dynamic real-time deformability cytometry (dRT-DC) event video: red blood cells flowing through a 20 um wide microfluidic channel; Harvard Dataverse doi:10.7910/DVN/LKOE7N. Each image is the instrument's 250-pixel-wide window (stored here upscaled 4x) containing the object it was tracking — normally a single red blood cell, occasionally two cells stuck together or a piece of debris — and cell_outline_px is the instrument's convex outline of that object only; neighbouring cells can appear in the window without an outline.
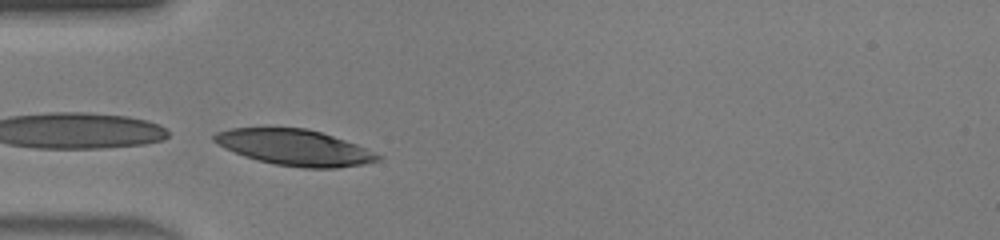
{"species": "human", "species_latin": "Homo sapiens", "temperature_condition": "warm", "stored_images_in_passage": 24, "camera_frame_rate_fps": 3000, "um_per_image_px": 0.085, "donor": {"sex": "male"}, "frame": {"image": 1, "passage_image": 7, "time_ms": 2.0, "image_size_px": [1000, 240], "cell_outline_px": [[384, 156], [380, 160], [364, 164], [336, 168], [304, 168], [272, 164], [256, 160], [244, 156], [224, 148], [212, 140], [212, 136], [216, 132], [232, 128], [308, 128], [356, 144], [376, 152]], "centroid_in_image_um": [25.05, 12.55], "position_along_channel_um": 60.0, "area_um2": 34.33}}
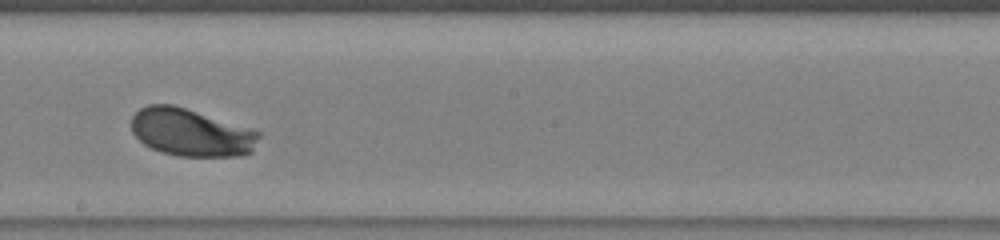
{"frame": {"image": 2, "passage_image": 19, "time_ms": 6.0, "image_size_px": [1000, 240], "cell_outline_px": [[260, 136], [252, 152], [240, 156], [180, 156], [160, 152], [144, 144], [132, 132], [132, 116], [140, 108], [148, 104], [172, 104], [260, 132]], "centroid_in_image_um": [16.21, 11.27], "position_along_channel_um": 232.0, "area_um2": 34.97}}
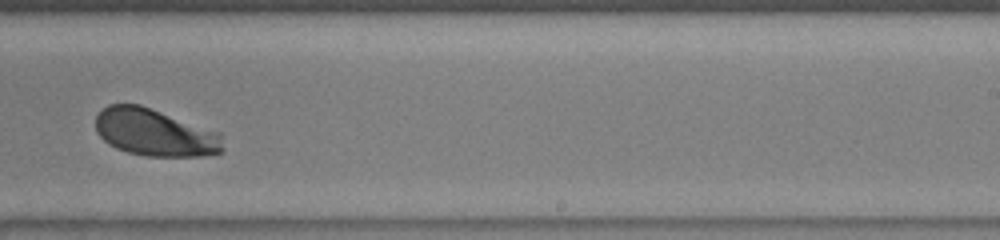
{"frame": {"image": 3, "passage_image": 22, "time_ms": 7.0, "image_size_px": [1000, 240], "cell_outline_px": [[224, 152], [204, 156], [148, 156], [128, 152], [116, 148], [108, 144], [96, 132], [96, 116], [108, 104], [140, 104], [220, 132], [224, 148]], "centroid_in_image_um": [13.18, 11.27], "position_along_channel_um": 275.8, "area_um2": 35.2}}